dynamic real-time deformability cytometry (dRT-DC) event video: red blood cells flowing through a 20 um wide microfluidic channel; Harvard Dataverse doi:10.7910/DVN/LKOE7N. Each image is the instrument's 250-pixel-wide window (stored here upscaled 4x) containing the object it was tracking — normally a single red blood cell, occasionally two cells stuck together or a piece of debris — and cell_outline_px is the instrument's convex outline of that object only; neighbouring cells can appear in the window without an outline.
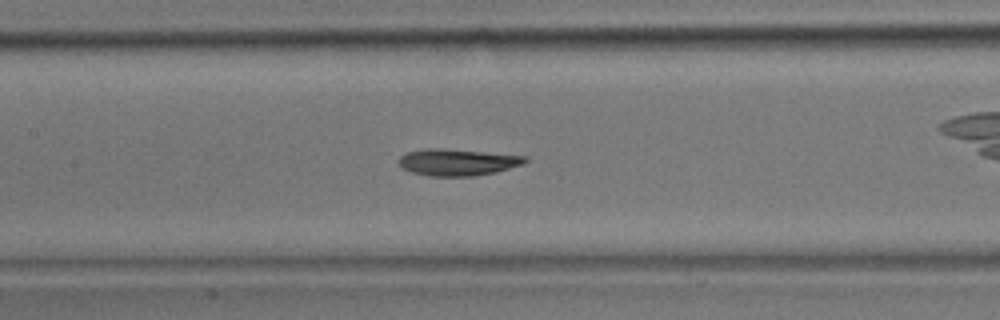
{"species": "common noctule bat (a hibernating species)", "species_latin": "Nyctalus noctula", "temperature_condition": "room temperature", "stored_images_in_passage": 16, "camera_frame_rate_fps": 3000, "um_per_image_px": 0.085, "animal": {"sex": "male", "body_mass_g": 17.9}, "frame": {"image": 1, "passage_image": 8, "time_ms": 2.333, "image_size_px": [1000, 320], "cell_outline_px": [[528, 160], [524, 164], [496, 172], [472, 176], [428, 176], [412, 172], [400, 168], [396, 160], [400, 156], [408, 152], [424, 148], [444, 148], [528, 156]], "centroid_in_image_um": [38.86, 13.78], "position_along_channel_um": 168.5, "area_um2": 19.94}}
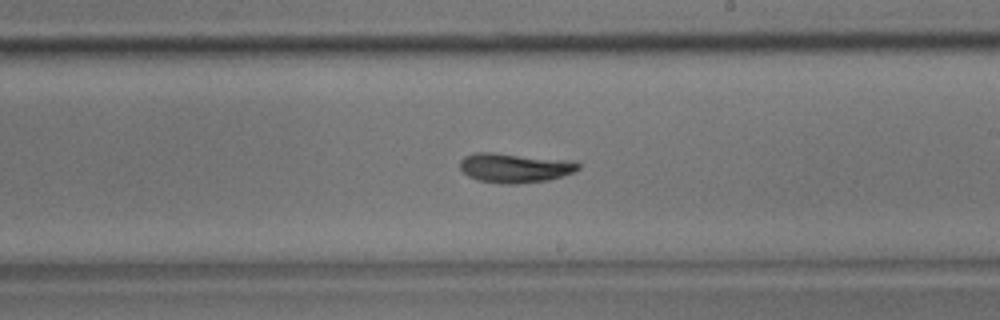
{"frame": {"image": 2, "passage_image": 12, "time_ms": 3.667, "image_size_px": [1000, 320], "cell_outline_px": [[580, 168], [572, 172], [548, 180], [516, 184], [500, 184], [480, 180], [468, 176], [460, 168], [460, 160], [464, 156], [476, 152], [492, 152], [576, 160], [580, 164]], "centroid_in_image_um": [43.77, 14.25], "position_along_channel_um": 245.2, "area_um2": 20.52}}
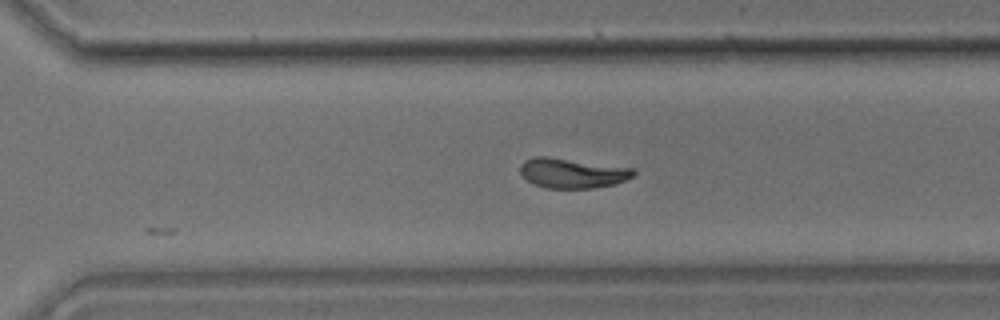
{"frame": {"image": 3, "passage_image": 16, "time_ms": 5.0, "image_size_px": [1000, 320], "cell_outline_px": [[636, 172], [632, 176], [624, 180], [612, 184], [592, 188], [548, 188], [536, 184], [528, 180], [520, 172], [520, 164], [524, 160], [532, 156], [548, 156], [636, 168]], "centroid_in_image_um": [48.64, 14.68], "position_along_channel_um": 322.0, "area_um2": 19.71}}